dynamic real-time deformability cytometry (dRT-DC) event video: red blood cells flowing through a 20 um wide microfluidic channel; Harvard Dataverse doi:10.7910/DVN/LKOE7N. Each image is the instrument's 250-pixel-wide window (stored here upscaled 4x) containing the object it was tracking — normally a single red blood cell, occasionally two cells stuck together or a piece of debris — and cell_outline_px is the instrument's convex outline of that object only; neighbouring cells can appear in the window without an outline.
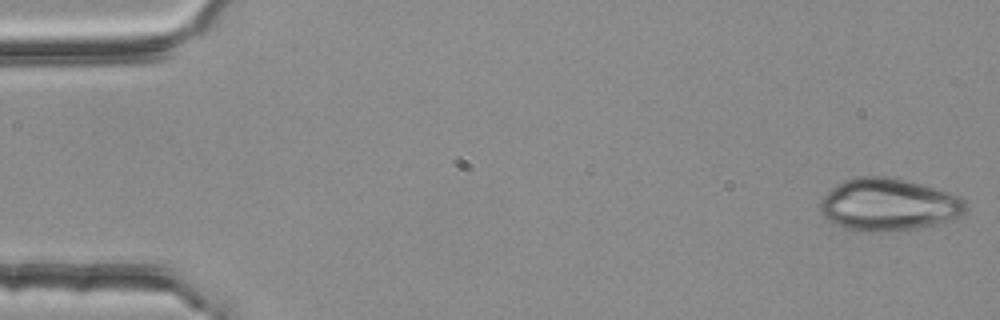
{"species": "common noctule bat (a hibernating species)", "species_latin": "Nyctalus noctula", "temperature_condition": "room temperature", "stored_images_in_passage": 3, "camera_frame_rate_fps": 3000, "um_per_image_px": 0.085, "animal": {"sex": "female", "body_mass_g": 25.1}, "frame": {"image": 1, "passage_image": 1, "time_ms": 0.0, "image_size_px": [1000, 320], "cell_outline_px": [[968, 208], [960, 216], [932, 224], [916, 228], [880, 232], [864, 232], [844, 228], [832, 224], [820, 212], [820, 200], [836, 184], [844, 180], [856, 176], [884, 176], [904, 180], [920, 184], [948, 192], [960, 196], [968, 204]], "centroid_in_image_um": [75.48, 17.39], "position_along_channel_um": 9.5, "area_um2": 44.33}}